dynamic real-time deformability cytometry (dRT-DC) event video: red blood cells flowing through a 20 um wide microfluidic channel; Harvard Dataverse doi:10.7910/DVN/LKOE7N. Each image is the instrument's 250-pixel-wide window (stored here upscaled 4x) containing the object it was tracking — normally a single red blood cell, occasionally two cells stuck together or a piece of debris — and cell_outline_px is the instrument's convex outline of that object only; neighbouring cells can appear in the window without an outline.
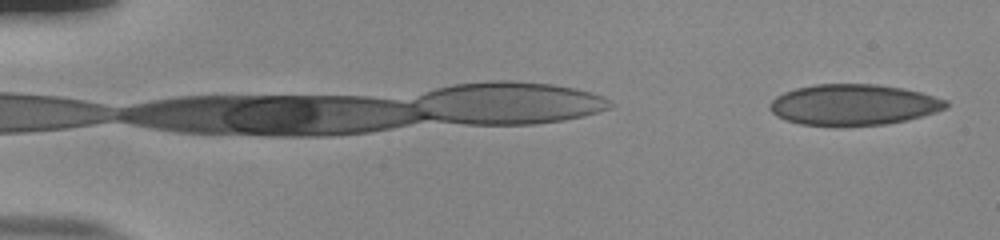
{"species": "human", "species_latin": "Homo sapiens", "temperature_condition": "room temperature", "stored_images_in_passage": 38, "camera_frame_rate_fps": 3000, "um_per_image_px": 0.085, "donor": {"sex": "male"}, "frame": {"image": 1, "passage_image": 1, "time_ms": 0.0, "image_size_px": [1000, 240], "cell_outline_px": [[948, 108], [936, 112], [904, 120], [884, 124], [800, 124], [776, 116], [768, 108], [768, 104], [776, 96], [784, 92], [796, 88], [816, 84], [876, 84], [900, 88], [920, 92], [948, 100]], "centroid_in_image_um": [72.54, 8.87], "position_along_channel_um": 12.5, "area_um2": 41.33}}
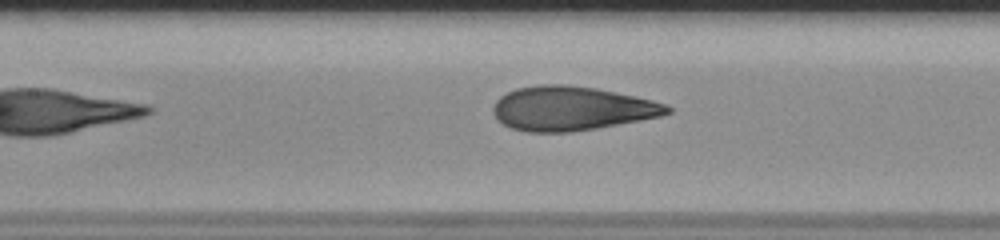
{"frame": {"image": 2, "passage_image": 13, "time_ms": 4.0, "image_size_px": [1000, 240], "cell_outline_px": [[672, 112], [660, 116], [640, 120], [596, 128], [572, 132], [528, 132], [512, 128], [496, 120], [492, 112], [492, 108], [496, 100], [500, 96], [516, 88], [540, 84], [564, 84], [596, 88], [636, 96], [668, 104], [672, 108]], "centroid_in_image_um": [48.57, 9.21], "position_along_channel_um": 158.8, "area_um2": 44.97}}
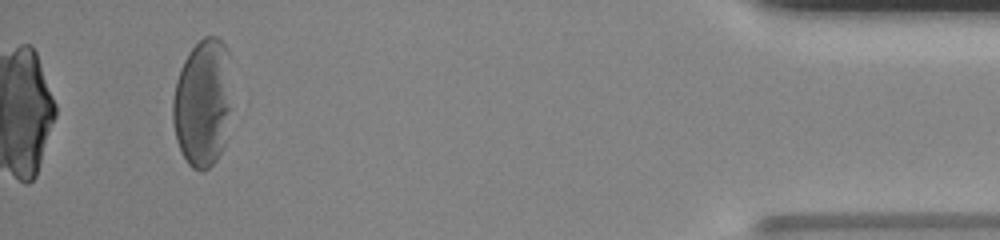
{"frame": {"image": 3, "passage_image": 38, "time_ms": 12.333, "image_size_px": [1000, 240], "cell_outline_px": [[228, 112], [224, 144], [216, 160], [208, 168], [200, 172], [192, 168], [188, 164], [180, 152], [176, 140], [172, 120], [172, 100], [176, 80], [180, 68], [188, 52], [204, 36], [216, 36], [228, 48]], "centroid_in_image_um": [17.16, 8.76], "position_along_channel_um": 418.0, "area_um2": 43.47}, "authors_computed_cell_mechanics": {"area_um2": 44.6216, "velocity_mm_per_s": 3.8324, "shape_relaxation_time_tau1_ms": 6.7788, "shape_relaxation_time_tau2_ms": null, "deformation_change_tau1": 0.2466, "deformation_change_tau2": null}}